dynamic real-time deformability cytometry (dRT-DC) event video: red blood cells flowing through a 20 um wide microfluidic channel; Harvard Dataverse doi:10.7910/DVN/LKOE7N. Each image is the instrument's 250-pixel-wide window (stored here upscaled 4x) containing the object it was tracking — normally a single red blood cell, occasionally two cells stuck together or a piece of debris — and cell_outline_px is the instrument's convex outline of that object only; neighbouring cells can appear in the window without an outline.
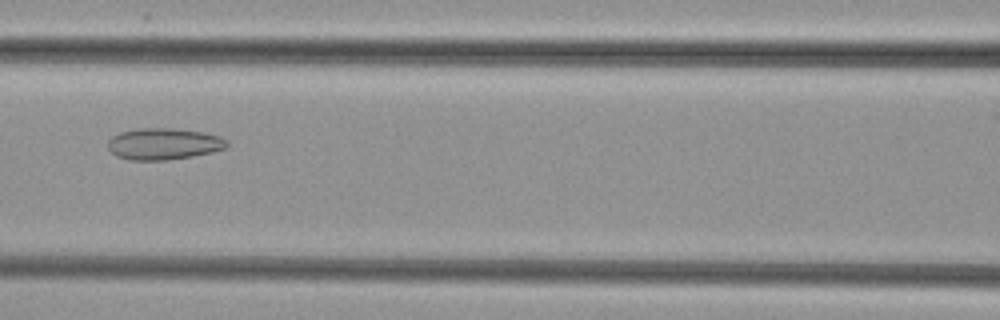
{"species": "common noctule bat (a hibernating species)", "species_latin": "Nyctalus noctula", "temperature_condition": "cold", "stored_images_in_passage": 52, "camera_frame_rate_fps": 3000, "um_per_image_px": 0.085, "animal": {"sex": "female", "body_mass_g": 29.2, "forearm_length_mm": 56.3}, "frame": {"image": 1, "passage_image": 24, "time_ms": 7.667, "image_size_px": [1000, 320], "cell_outline_px": [[228, 148], [212, 152], [192, 156], [168, 160], [128, 160], [116, 156], [108, 148], [108, 140], [112, 136], [120, 132], [136, 128], [172, 128], [204, 132], [220, 136], [228, 140]], "centroid_in_image_um": [13.92, 12.23], "position_along_channel_um": 152.7, "area_um2": 22.14}}
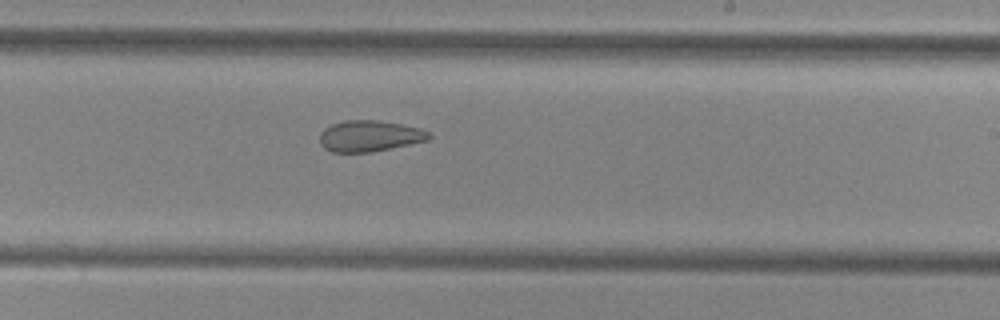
{"frame": {"image": 2, "passage_image": 32, "time_ms": 10.333, "image_size_px": [1000, 320], "cell_outline_px": [[432, 136], [428, 140], [372, 152], [332, 152], [324, 148], [320, 144], [320, 132], [324, 128], [332, 124], [344, 120], [380, 120], [420, 128], [428, 132]], "centroid_in_image_um": [31.39, 11.56], "position_along_channel_um": 257.6, "area_um2": 19.83}}
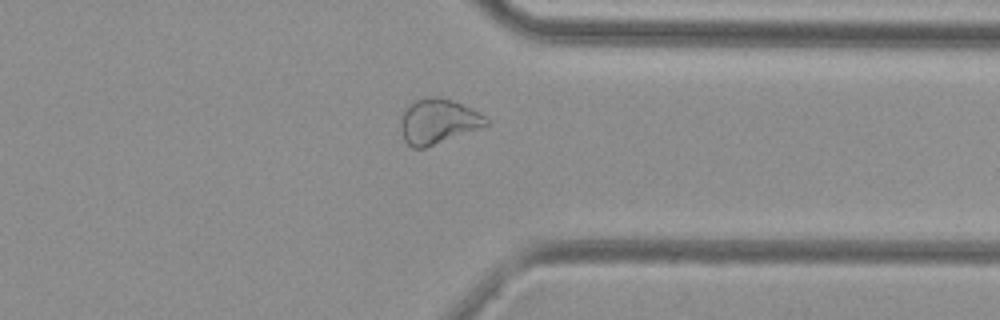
{"frame": {"image": 3, "passage_image": 41, "time_ms": 13.333, "image_size_px": [1000, 320], "cell_outline_px": [[488, 124], [424, 148], [412, 148], [404, 140], [400, 128], [400, 112], [408, 104], [416, 100], [436, 96], [440, 96], [452, 100], [472, 108], [484, 116], [488, 120]], "centroid_in_image_um": [37.16, 10.29], "position_along_channel_um": 374.2, "area_um2": 22.2}}